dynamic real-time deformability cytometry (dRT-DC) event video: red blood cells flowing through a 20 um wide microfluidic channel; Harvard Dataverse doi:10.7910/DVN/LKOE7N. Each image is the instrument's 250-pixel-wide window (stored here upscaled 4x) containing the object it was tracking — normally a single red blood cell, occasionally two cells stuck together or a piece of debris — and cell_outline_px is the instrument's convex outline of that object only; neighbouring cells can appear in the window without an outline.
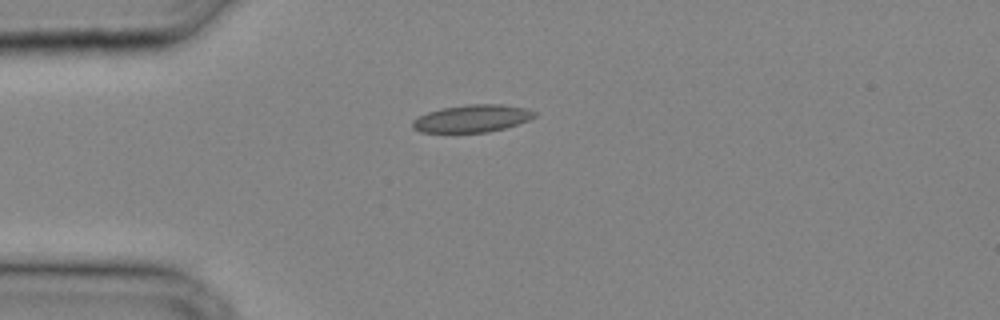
{"species": "common noctule bat (a hibernating species)", "species_latin": "Nyctalus noctula", "temperature_condition": "cold", "stored_images_in_passage": 23, "camera_frame_rate_fps": 3000, "um_per_image_px": 0.085, "animal": {"sex": "male", "body_mass_g": 20.4}, "frame": {"image": 1, "passage_image": 1, "time_ms": 0.0, "image_size_px": [1000, 320], "cell_outline_px": [[536, 116], [528, 120], [504, 128], [488, 132], [420, 132], [412, 128], [412, 120], [428, 112], [440, 108], [468, 104], [500, 104], [528, 108], [536, 112]], "centroid_in_image_um": [40.12, 10.06], "position_along_channel_um": 44.9, "area_um2": 19.48}}
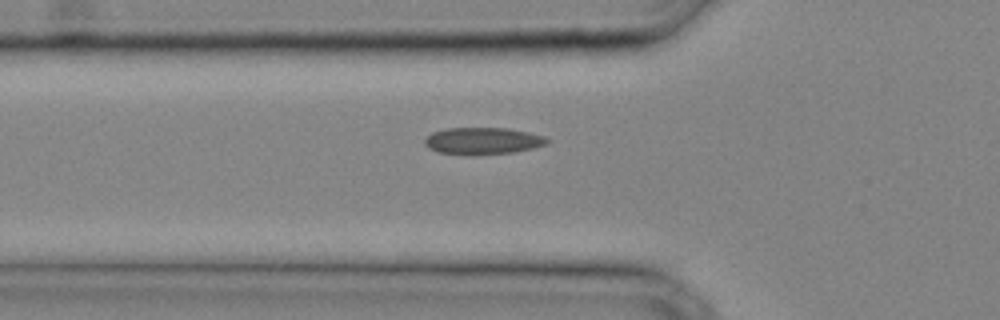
{"frame": {"image": 2, "passage_image": 4, "time_ms": 1.0, "image_size_px": [1000, 320], "cell_outline_px": [[552, 140], [548, 144], [516, 152], [476, 156], [464, 156], [436, 152], [428, 148], [424, 144], [424, 140], [432, 132], [444, 128], [508, 128], [528, 132], [544, 136]], "centroid_in_image_um": [41.02, 12.0], "position_along_channel_um": 84.8, "area_um2": 19.83}}
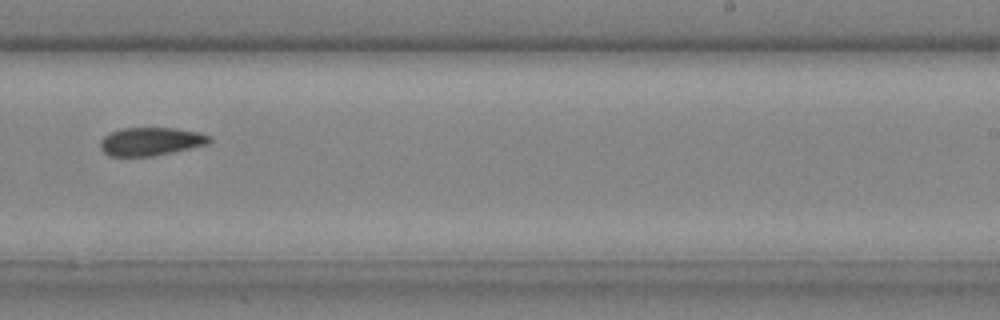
{"frame": {"image": 3, "passage_image": 14, "time_ms": 4.333, "image_size_px": [1000, 320], "cell_outline_px": [[212, 140], [208, 144], [172, 152], [152, 156], [108, 156], [100, 148], [100, 140], [104, 136], [112, 132], [124, 128], [176, 128], [200, 132], [212, 136]], "centroid_in_image_um": [12.84, 12.02], "position_along_channel_um": 276.2, "area_um2": 17.98}}